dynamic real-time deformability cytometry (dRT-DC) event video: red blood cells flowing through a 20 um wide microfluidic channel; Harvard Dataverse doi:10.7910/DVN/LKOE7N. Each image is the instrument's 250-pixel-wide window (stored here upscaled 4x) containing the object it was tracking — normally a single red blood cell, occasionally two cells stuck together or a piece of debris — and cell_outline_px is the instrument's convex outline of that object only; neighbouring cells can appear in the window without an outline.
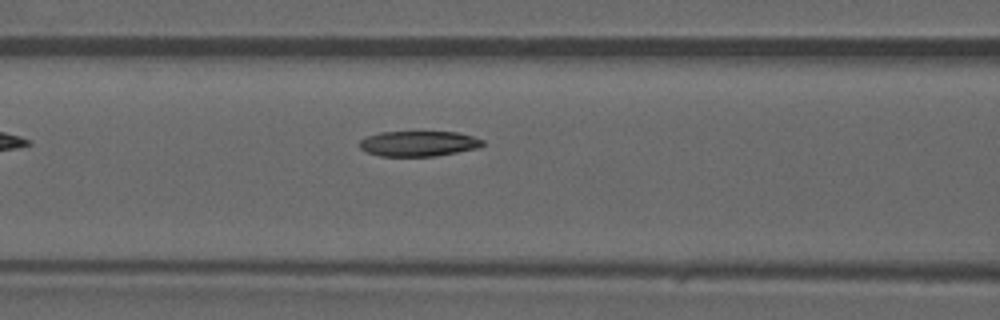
{"species": "common noctule bat (a hibernating species)", "species_latin": "Nyctalus noctula", "temperature_condition": "warm", "stored_images_in_passage": 30, "camera_frame_rate_fps": 3000, "um_per_image_px": 0.085, "animal": {"sex": "male", "forearm_length_mm": 52.5}, "frame": {"image": 1, "passage_image": 5, "time_ms": 1.333, "image_size_px": [1000, 320], "cell_outline_px": [[484, 144], [476, 148], [436, 156], [380, 156], [368, 152], [360, 148], [360, 140], [368, 136], [380, 132], [456, 132], [472, 136], [484, 140]], "centroid_in_image_um": [35.57, 12.2], "position_along_channel_um": 131.0, "area_um2": 17.98}}
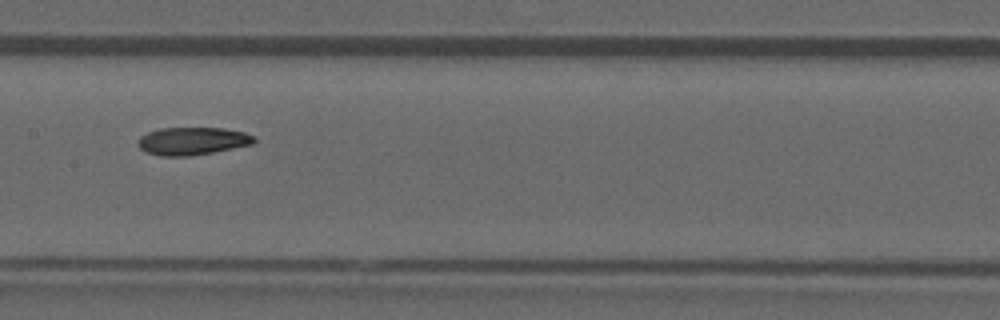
{"frame": {"image": 2, "passage_image": 9, "time_ms": 2.667, "image_size_px": [1000, 320], "cell_outline_px": [[256, 140], [252, 144], [212, 152], [188, 156], [160, 156], [144, 152], [136, 144], [136, 140], [140, 136], [148, 132], [160, 128], [224, 128], [244, 132], [256, 136]], "centroid_in_image_um": [16.31, 11.98], "position_along_channel_um": 191.1, "area_um2": 18.9}}